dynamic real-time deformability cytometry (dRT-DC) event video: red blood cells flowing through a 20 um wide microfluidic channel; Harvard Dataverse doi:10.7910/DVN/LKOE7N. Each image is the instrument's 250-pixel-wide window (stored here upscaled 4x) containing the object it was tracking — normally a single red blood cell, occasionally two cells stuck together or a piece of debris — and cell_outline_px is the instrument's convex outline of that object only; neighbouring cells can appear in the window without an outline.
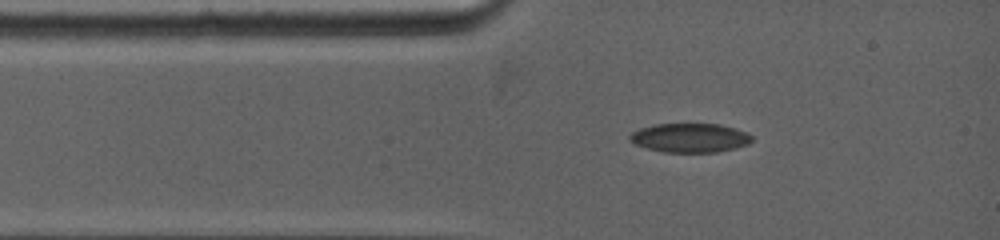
{"species": "common noctule bat (a hibernating species)", "species_latin": "Nyctalus noctula", "temperature_condition": "warm", "stored_images_in_passage": 10, "camera_frame_rate_fps": 5000, "um_per_image_px": 0.085, "animal": {"sex": "female", "body_mass_g": 19.0, "forearm_length_mm": 53.3}, "frame": {"image": 1, "passage_image": 1, "time_ms": 0.0, "image_size_px": [1000, 240], "cell_outline_px": [[752, 140], [748, 144], [736, 148], [716, 152], [664, 152], [648, 148], [636, 144], [628, 140], [628, 136], [632, 132], [640, 128], [656, 124], [720, 124], [736, 128], [752, 136]], "centroid_in_image_um": [58.64, 11.71], "position_along_channel_um": 26.4, "area_um2": 20.63}}
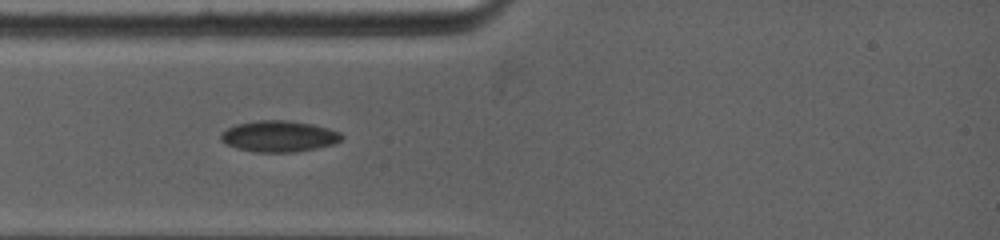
{"frame": {"image": 2, "passage_image": 9, "time_ms": 1.2, "image_size_px": [1000, 240], "cell_outline_px": [[344, 136], [336, 144], [296, 152], [256, 152], [236, 148], [220, 140], [220, 132], [236, 124], [260, 120], [292, 120], [312, 124], [328, 128], [340, 132]], "centroid_in_image_um": [23.72, 11.58], "position_along_channel_um": 61.3, "area_um2": 22.08}}